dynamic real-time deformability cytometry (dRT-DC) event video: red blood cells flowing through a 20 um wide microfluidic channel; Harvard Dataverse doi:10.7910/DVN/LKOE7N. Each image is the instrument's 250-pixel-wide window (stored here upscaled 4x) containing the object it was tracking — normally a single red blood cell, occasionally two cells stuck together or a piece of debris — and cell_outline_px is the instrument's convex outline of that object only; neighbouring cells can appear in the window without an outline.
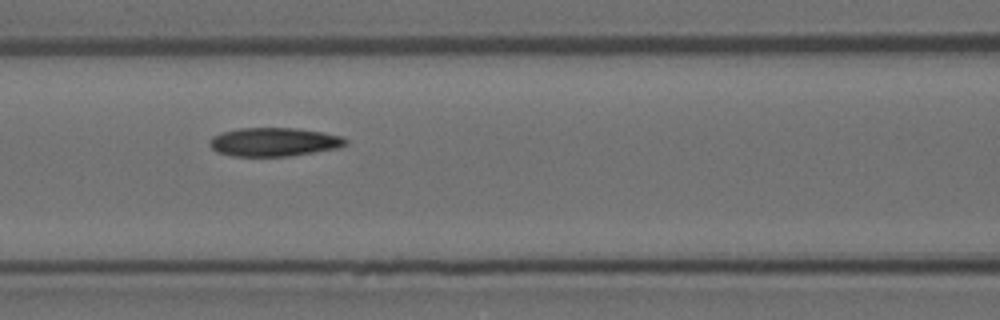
{"species": "Egyptian fruit bat (a non-hibernating species)", "species_latin": "Rousettus aegyptiacus", "temperature_condition": "room temperature", "stored_images_in_passage": 9, "camera_frame_rate_fps": 3000, "um_per_image_px": 0.085, "animal": {"sex": "female"}, "frame": {"image": 1, "passage_image": 6, "time_ms": 1.667, "image_size_px": [1000, 320], "cell_outline_px": [[348, 144], [336, 148], [288, 156], [232, 156], [216, 152], [208, 144], [208, 140], [212, 136], [220, 132], [240, 128], [296, 128], [324, 132], [340, 136], [348, 140]], "centroid_in_image_um": [23.24, 12.06], "position_along_channel_um": 143.4, "area_um2": 22.77}}
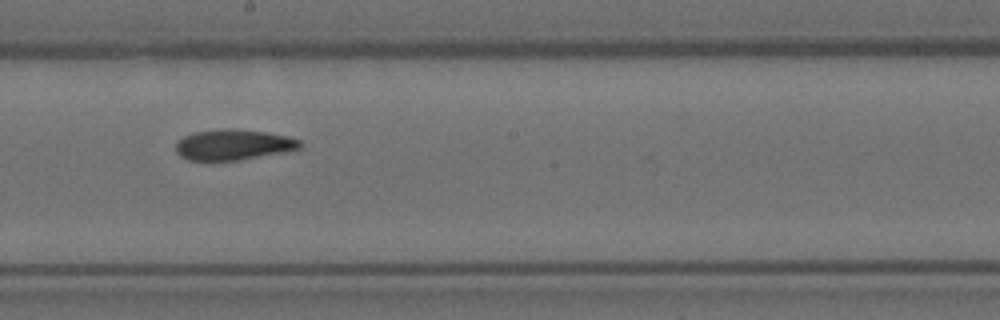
{"frame": {"image": 2, "passage_image": 8, "time_ms": 2.333, "image_size_px": [1000, 320], "cell_outline_px": [[304, 144], [300, 148], [284, 152], [236, 160], [188, 160], [180, 156], [176, 152], [176, 144], [184, 136], [192, 132], [220, 128], [236, 128], [264, 132], [288, 136], [300, 140]], "centroid_in_image_um": [19.83, 12.28], "position_along_channel_um": 228.4, "area_um2": 22.2}}
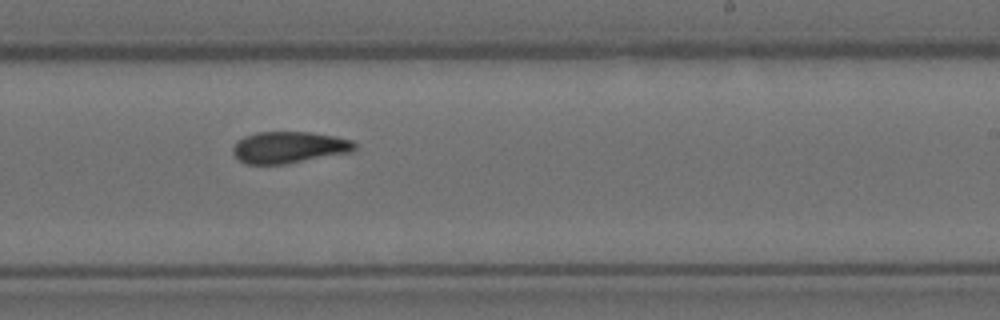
{"frame": {"image": 3, "passage_image": 9, "time_ms": 2.667, "image_size_px": [1000, 320], "cell_outline_px": [[356, 148], [352, 152], [284, 164], [248, 164], [240, 160], [232, 152], [232, 148], [236, 140], [244, 136], [256, 132], [308, 132], [336, 136], [352, 140], [356, 144]], "centroid_in_image_um": [24.56, 12.51], "position_along_channel_um": 264.4, "area_um2": 22.48}}